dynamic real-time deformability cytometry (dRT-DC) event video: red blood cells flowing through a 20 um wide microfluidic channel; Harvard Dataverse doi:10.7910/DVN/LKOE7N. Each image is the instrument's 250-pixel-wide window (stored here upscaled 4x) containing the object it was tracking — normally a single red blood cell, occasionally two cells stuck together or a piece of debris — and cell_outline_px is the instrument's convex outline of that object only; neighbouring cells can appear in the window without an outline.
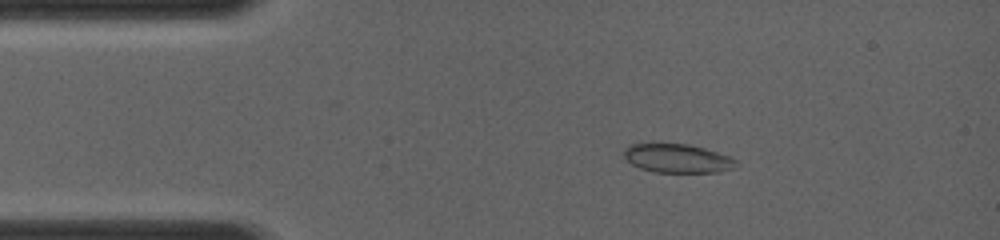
{"species": "common noctule bat (a hibernating species)", "species_latin": "Nyctalus noctula", "temperature_condition": "room temperature", "stored_images_in_passage": 30, "camera_frame_rate_fps": 4000, "um_per_image_px": 0.085, "animal": {"sex": "female", "body_mass_g": 19.0, "forearm_length_mm": 56.7}, "frame": {"image": 1, "passage_image": 5, "time_ms": 2.0, "image_size_px": [1000, 240], "cell_outline_px": [[736, 168], [716, 172], [652, 172], [640, 168], [632, 164], [620, 152], [624, 148], [632, 144], [688, 144], [704, 148], [732, 156], [736, 160]], "centroid_in_image_um": [57.58, 13.46], "position_along_channel_um": 27.4, "area_um2": 18.9}}
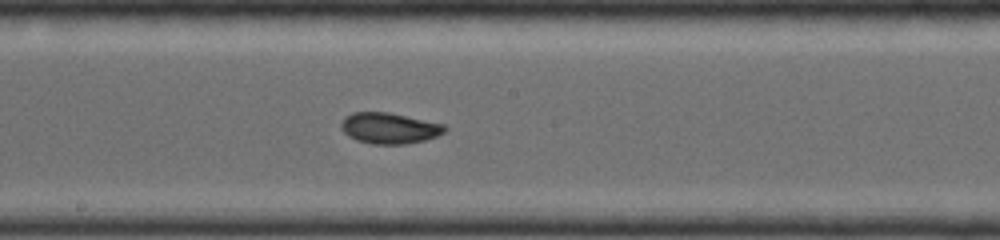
{"frame": {"image": 2, "passage_image": 16, "time_ms": 7.0, "image_size_px": [1000, 240], "cell_outline_px": [[448, 128], [444, 132], [436, 136], [424, 140], [404, 144], [372, 144], [356, 140], [348, 136], [340, 128], [340, 124], [344, 116], [352, 112], [388, 112], [444, 124]], "centroid_in_image_um": [33.05, 10.89], "position_along_channel_um": 215.1, "area_um2": 18.73}}
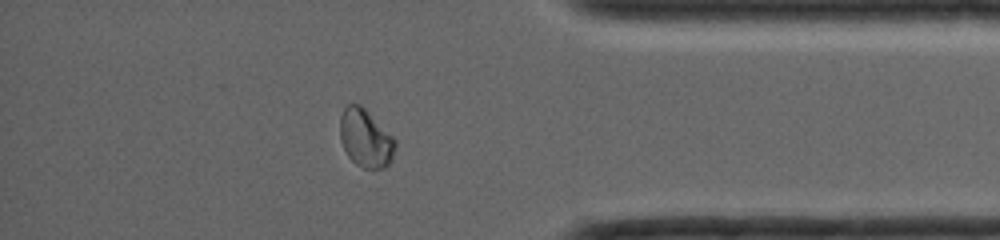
{"frame": {"image": 3, "passage_image": 26, "time_ms": 11.25, "image_size_px": [1000, 240], "cell_outline_px": [[396, 144], [392, 156], [388, 164], [384, 168], [364, 168], [356, 164], [348, 156], [340, 140], [340, 116], [344, 108], [348, 104], [360, 104], [396, 140]], "centroid_in_image_um": [31.05, 11.75], "position_along_channel_um": 404.2, "area_um2": 18.38}}